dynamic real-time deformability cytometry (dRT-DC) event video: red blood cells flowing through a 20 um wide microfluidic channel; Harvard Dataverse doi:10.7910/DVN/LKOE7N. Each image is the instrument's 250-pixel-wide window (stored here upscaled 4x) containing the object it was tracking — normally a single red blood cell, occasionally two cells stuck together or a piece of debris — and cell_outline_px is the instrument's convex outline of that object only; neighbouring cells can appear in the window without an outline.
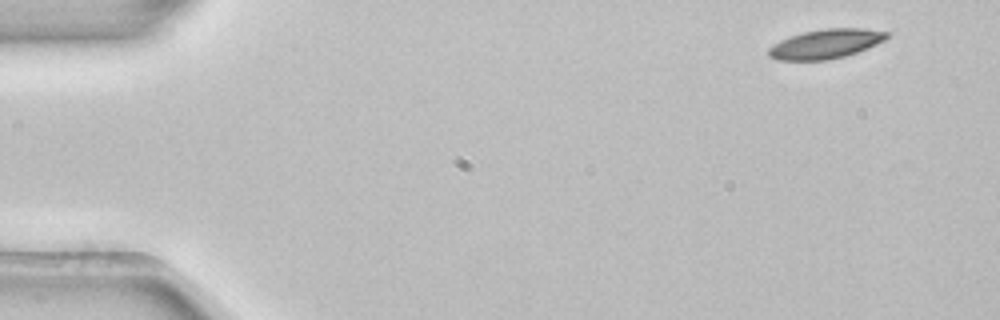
{"species": "common noctule bat (a hibernating species)", "species_latin": "Nyctalus noctula", "temperature_condition": "room temperature", "stored_images_in_passage": 3, "camera_frame_rate_fps": 3000, "um_per_image_px": 0.085, "animal": {"sex": "female", "body_mass_g": 22.7, "forearm_length_mm": 54.2}, "frame": {"image": 1, "passage_image": 1, "time_ms": 0.0, "image_size_px": [1000, 320], "cell_outline_px": [[892, 32], [884, 40], [868, 48], [844, 56], [828, 60], [776, 60], [768, 56], [768, 48], [780, 40], [804, 32], [824, 28], [864, 28]], "centroid_in_image_um": [70.2, 3.72], "position_along_channel_um": 14.8, "area_um2": 20.23}}